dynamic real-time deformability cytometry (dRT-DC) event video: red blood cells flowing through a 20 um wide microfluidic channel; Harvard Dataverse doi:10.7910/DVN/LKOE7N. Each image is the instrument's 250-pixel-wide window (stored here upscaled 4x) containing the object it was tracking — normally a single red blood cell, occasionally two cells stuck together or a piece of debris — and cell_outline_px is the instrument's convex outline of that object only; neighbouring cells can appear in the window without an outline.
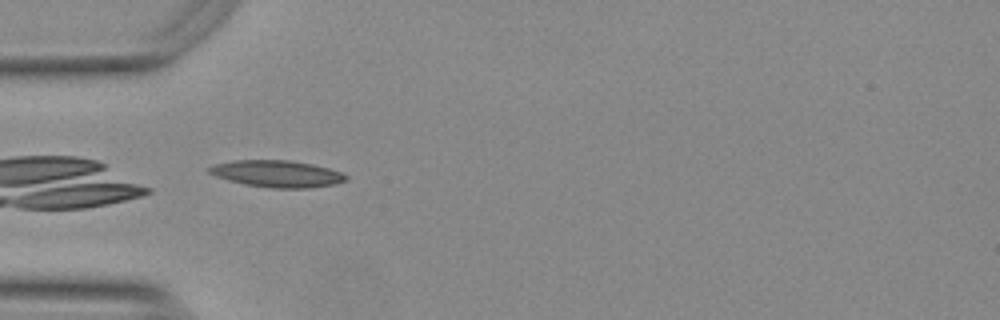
{"species": "Egyptian fruit bat (a non-hibernating species)", "species_latin": "Rousettus aegyptiacus", "temperature_condition": "warm", "stored_images_in_passage": 24, "camera_frame_rate_fps": 3000, "um_per_image_px": 0.085, "animal": {"sex": "female"}, "frame": {"image": 1, "passage_image": 1, "time_ms": 0.0, "image_size_px": [1000, 320], "cell_outline_px": [[348, 176], [344, 180], [336, 184], [312, 188], [272, 188], [244, 184], [228, 180], [216, 176], [208, 172], [208, 168], [212, 164], [232, 160], [288, 160], [312, 164], [344, 172]], "centroid_in_image_um": [23.55, 14.77], "position_along_channel_um": 61.5, "area_um2": 21.5}}